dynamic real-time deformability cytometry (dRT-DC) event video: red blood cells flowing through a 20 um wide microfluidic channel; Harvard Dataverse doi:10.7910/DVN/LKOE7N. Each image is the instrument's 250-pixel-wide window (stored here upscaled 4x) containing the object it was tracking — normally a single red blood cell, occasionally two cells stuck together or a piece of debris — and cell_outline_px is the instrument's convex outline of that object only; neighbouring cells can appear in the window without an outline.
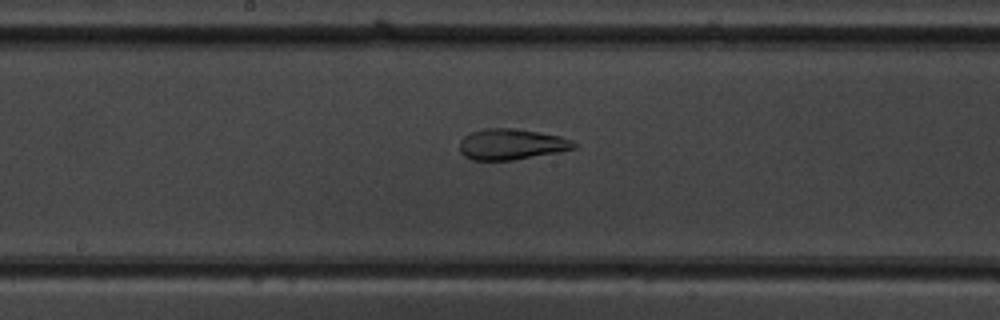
{"species": "common noctule bat (a hibernating species)", "species_latin": "Nyctalus noctula", "temperature_condition": "warm", "stored_images_in_passage": 8, "camera_frame_rate_fps": 3000, "um_per_image_px": 0.085, "animal": {"sex": "male", "body_mass_g": 19.5, "forearm_length_mm": 54.6}, "frame": {"image": 1, "passage_image": 8, "time_ms": 9.0, "image_size_px": [1000, 320], "cell_outline_px": [[580, 144], [576, 148], [560, 152], [512, 160], [472, 160], [464, 156], [460, 152], [460, 140], [464, 136], [472, 132], [484, 128], [512, 128], [540, 132], [560, 136], [572, 140]], "centroid_in_image_um": [43.5, 12.26], "position_along_channel_um": 204.7, "area_um2": 20.75}}